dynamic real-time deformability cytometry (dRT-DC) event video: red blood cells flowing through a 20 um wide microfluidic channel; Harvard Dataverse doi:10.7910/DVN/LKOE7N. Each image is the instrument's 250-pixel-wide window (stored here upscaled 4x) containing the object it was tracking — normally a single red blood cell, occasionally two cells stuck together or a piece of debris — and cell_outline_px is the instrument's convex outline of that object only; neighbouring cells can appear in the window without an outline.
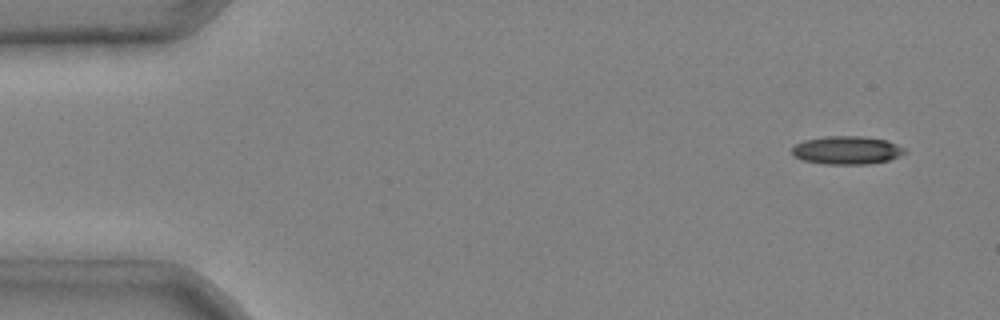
{"species": "common noctule bat (a hibernating species)", "species_latin": "Nyctalus noctula", "temperature_condition": "cold", "stored_images_in_passage": 3, "camera_frame_rate_fps": 3000, "um_per_image_px": 0.085, "animal": {"sex": "male", "body_mass_g": 20.4}, "frame": {"image": 1, "passage_image": 1, "time_ms": 0.0, "image_size_px": [1000, 320], "cell_outline_px": [[908, 152], [900, 156], [888, 160], [868, 164], [824, 164], [804, 160], [792, 156], [792, 148], [796, 144], [804, 140], [824, 136], [860, 136], [888, 140], [908, 148]], "centroid_in_image_um": [72.03, 12.76], "position_along_channel_um": 13.0, "area_um2": 18.79}}
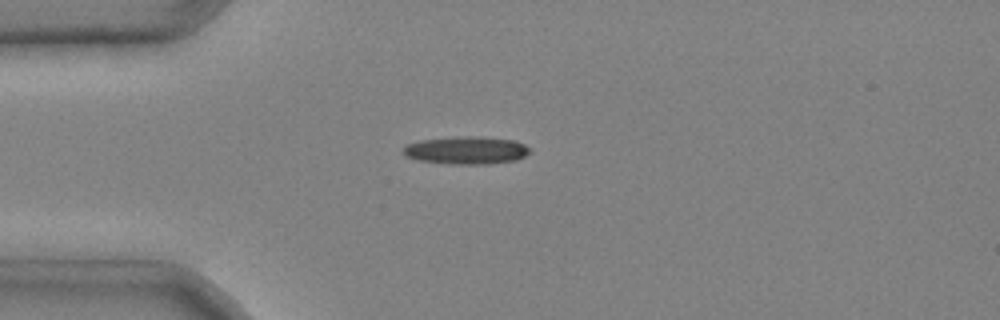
{"frame": {"image": 2, "passage_image": 3, "time_ms": 0.667, "image_size_px": [1000, 320], "cell_outline_px": [[532, 152], [516, 160], [488, 164], [456, 164], [420, 160], [404, 156], [400, 152], [408, 144], [420, 140], [456, 136], [480, 136], [516, 140], [532, 148]], "centroid_in_image_um": [39.68, 12.76], "position_along_channel_um": 45.3, "area_um2": 20.69}}